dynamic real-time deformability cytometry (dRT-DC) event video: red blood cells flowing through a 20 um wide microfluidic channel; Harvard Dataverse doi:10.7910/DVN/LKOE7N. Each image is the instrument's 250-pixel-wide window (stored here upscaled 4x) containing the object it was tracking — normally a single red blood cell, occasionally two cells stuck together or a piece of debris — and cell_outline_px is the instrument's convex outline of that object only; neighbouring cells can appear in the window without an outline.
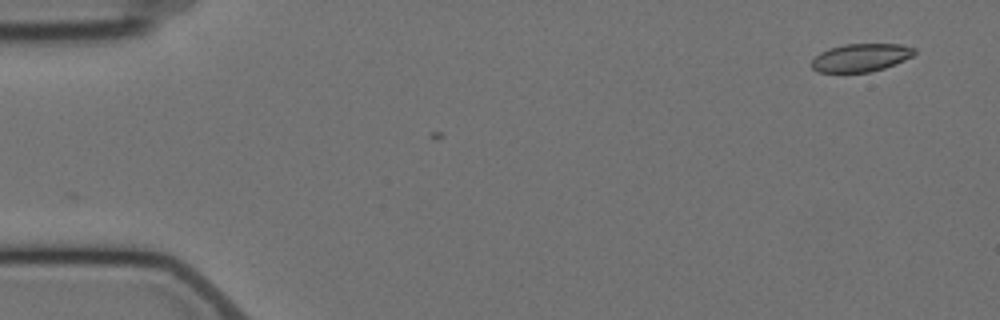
{"species": "Egyptian fruit bat (a non-hibernating species)", "species_latin": "Rousettus aegyptiacus", "temperature_condition": "cold", "stored_images_in_passage": 2, "camera_frame_rate_fps": 3000, "um_per_image_px": 0.085, "animal": {"sex": "female"}, "frame": {"image": 1, "passage_image": 2, "time_ms": 1.333, "image_size_px": [1000, 320], "cell_outline_px": [[916, 52], [912, 56], [904, 60], [884, 68], [868, 72], [816, 72], [812, 68], [812, 60], [820, 52], [828, 48], [844, 44], [900, 44], [916, 48]], "centroid_in_image_um": [73.16, 4.89], "position_along_channel_um": 11.8, "area_um2": 16.76}}